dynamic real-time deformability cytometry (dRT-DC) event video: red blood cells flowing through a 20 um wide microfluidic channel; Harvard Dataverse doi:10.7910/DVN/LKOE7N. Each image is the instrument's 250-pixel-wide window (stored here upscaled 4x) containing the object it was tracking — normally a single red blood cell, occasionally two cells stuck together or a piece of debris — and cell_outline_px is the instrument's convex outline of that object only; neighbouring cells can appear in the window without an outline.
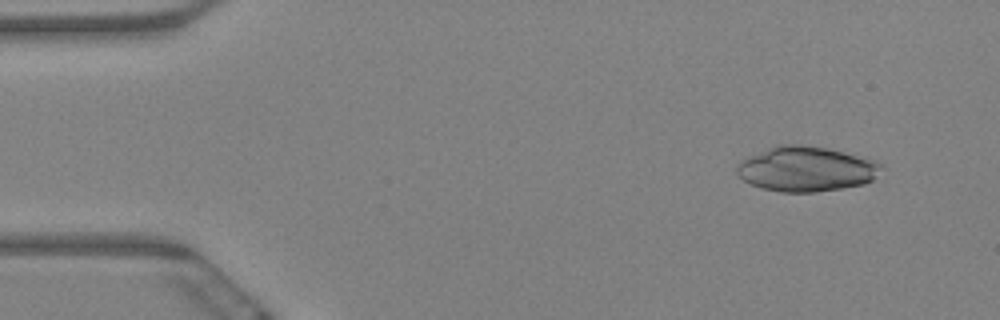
{"species": "Egyptian fruit bat (a non-hibernating species)", "species_latin": "Rousettus aegyptiacus", "temperature_condition": "warm", "stored_images_in_passage": 8, "camera_frame_rate_fps": 3000, "um_per_image_px": 0.085, "animal": {"sex": "female"}, "frame": {"image": 1, "passage_image": 2, "time_ms": 0.333, "image_size_px": [1000, 320], "cell_outline_px": [[888, 168], [872, 180], [864, 184], [816, 192], [780, 192], [760, 188], [744, 180], [736, 172], [736, 168], [748, 156], [776, 144], [800, 144], [828, 148], [864, 156], [876, 160]], "centroid_in_image_um": [68.61, 14.35], "position_along_channel_um": 16.4, "area_um2": 38.32}}